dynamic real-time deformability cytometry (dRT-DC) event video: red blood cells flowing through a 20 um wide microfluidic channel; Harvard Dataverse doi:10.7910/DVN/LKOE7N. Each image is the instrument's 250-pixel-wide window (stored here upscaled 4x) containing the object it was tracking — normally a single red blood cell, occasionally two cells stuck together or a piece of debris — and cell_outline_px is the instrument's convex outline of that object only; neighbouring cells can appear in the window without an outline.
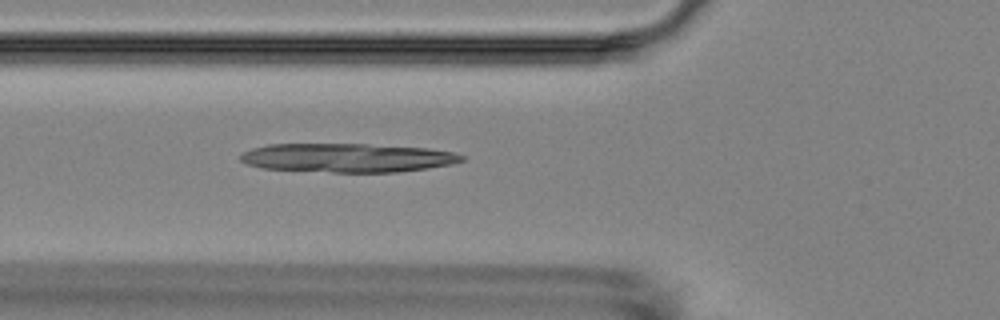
{"species": "Egyptian fruit bat (a non-hibernating species)", "species_latin": "Rousettus aegyptiacus", "temperature_condition": "room temperature", "stored_images_in_passage": 6, "camera_frame_rate_fps": 3000, "um_per_image_px": 0.085, "animal": {"sex": "female"}, "frame": {"image": 1, "passage_image": 6, "time_ms": 5.667, "image_size_px": [1000, 320], "cell_outline_px": [[464, 160], [452, 164], [428, 168], [400, 172], [332, 172], [260, 168], [248, 164], [240, 160], [240, 156], [244, 152], [252, 148], [268, 144], [368, 144], [428, 148], [452, 152], [464, 156]], "centroid_in_image_um": [29.53, 13.41], "position_along_channel_um": 96.3, "area_um2": 37.22}}